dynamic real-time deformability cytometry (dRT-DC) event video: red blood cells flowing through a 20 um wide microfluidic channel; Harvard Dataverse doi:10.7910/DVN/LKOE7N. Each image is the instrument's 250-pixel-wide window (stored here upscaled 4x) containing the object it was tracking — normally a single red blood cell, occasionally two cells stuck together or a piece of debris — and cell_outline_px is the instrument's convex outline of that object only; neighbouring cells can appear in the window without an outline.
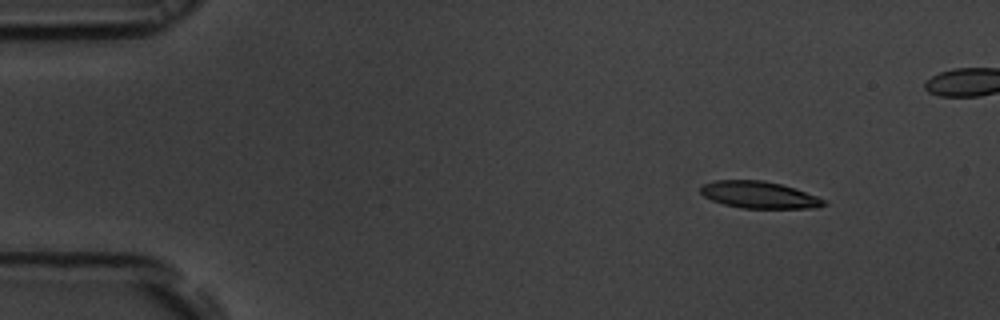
{"species": "common noctule bat (a hibernating species)", "species_latin": "Nyctalus noctula", "temperature_condition": "room temperature", "stored_images_in_passage": 56, "camera_frame_rate_fps": 3000, "um_per_image_px": 0.085, "animal": {"sex": "male", "body_mass_g": 19.5, "forearm_length_mm": 54.6}, "frame": {"image": 1, "passage_image": 6, "time_ms": 1.667, "image_size_px": [1000, 320], "cell_outline_px": [[828, 204], [816, 208], [740, 208], [724, 204], [712, 200], [704, 196], [700, 192], [700, 188], [704, 184], [712, 180], [764, 180], [780, 184], [828, 200]], "centroid_in_image_um": [64.53, 16.57], "position_along_channel_um": 20.5, "area_um2": 19.31}}
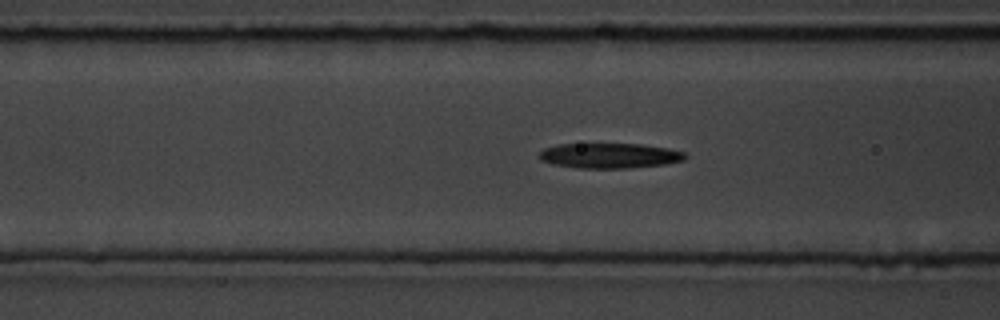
{"frame": {"image": 2, "passage_image": 21, "time_ms": 6.667, "image_size_px": [1000, 320], "cell_outline_px": [[688, 156], [684, 160], [664, 164], [628, 168], [576, 168], [552, 164], [540, 160], [540, 152], [544, 148], [560, 144], [640, 144], [668, 148], [684, 152]], "centroid_in_image_um": [51.81, 13.23], "position_along_channel_um": 114.8, "area_um2": 21.33}}
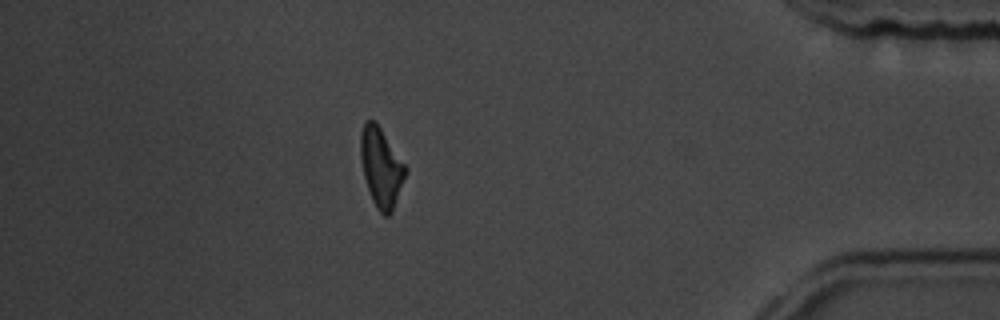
{"frame": {"image": 3, "passage_image": 48, "time_ms": 15.667, "image_size_px": [1000, 320], "cell_outline_px": [[408, 172], [392, 212], [388, 216], [384, 216], [376, 208], [372, 200], [364, 176], [360, 156], [360, 132], [364, 120], [376, 120], [408, 168]], "centroid_in_image_um": [32.41, 14.2], "position_along_channel_um": 402.8, "area_um2": 21.1}, "authors_computed_cell_mechanics": {"area_um2": 20.8658, "velocity_mm_per_s": 3.6737, "shape_relaxation_time_tau1_ms": 5.7749, "shape_relaxation_time_tau2_ms": null, "deformation_change_tau1": 0.1685, "deformation_change_tau2": null}}